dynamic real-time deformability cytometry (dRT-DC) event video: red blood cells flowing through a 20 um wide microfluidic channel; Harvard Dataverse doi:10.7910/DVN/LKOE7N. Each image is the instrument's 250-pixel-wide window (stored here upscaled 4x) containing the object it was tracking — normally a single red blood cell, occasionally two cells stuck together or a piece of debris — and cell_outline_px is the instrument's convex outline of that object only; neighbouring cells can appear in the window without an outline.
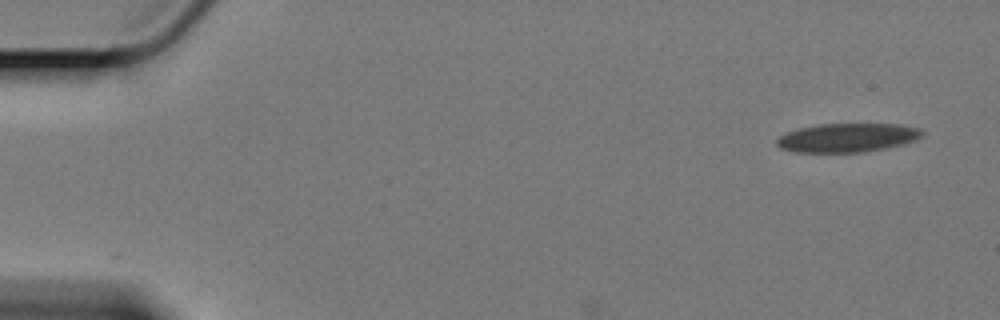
{"species": "Egyptian fruit bat (a non-hibernating species)", "species_latin": "Rousettus aegyptiacus", "temperature_condition": "cold", "stored_images_in_passage": 5, "camera_frame_rate_fps": 3000, "um_per_image_px": 0.085, "animal": {"sex": "female"}, "frame": {"image": 1, "passage_image": 1, "time_ms": 0.0, "image_size_px": [1000, 320], "cell_outline_px": [[924, 132], [920, 136], [912, 140], [900, 144], [884, 148], [860, 152], [796, 152], [780, 148], [776, 144], [776, 140], [780, 136], [788, 132], [800, 128], [820, 124], [896, 124], [920, 128]], "centroid_in_image_um": [71.98, 11.7], "position_along_channel_um": 13.0, "area_um2": 23.99}}